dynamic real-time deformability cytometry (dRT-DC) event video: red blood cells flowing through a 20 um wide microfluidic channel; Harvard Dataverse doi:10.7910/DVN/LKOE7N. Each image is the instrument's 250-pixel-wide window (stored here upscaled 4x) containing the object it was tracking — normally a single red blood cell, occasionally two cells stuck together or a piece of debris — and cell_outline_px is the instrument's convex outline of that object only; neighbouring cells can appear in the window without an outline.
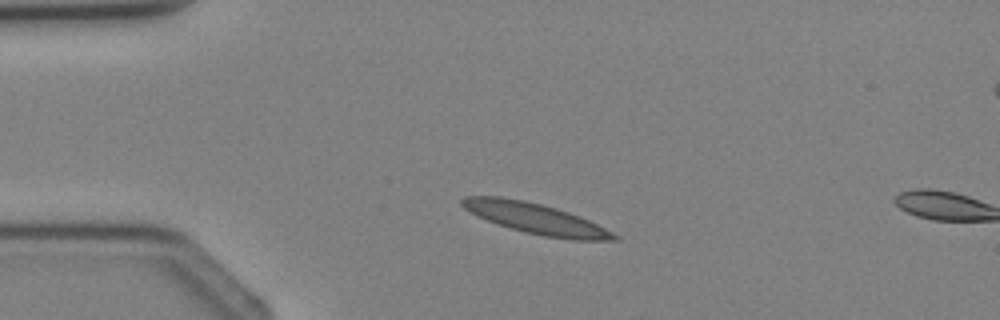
{"species": "Egyptian fruit bat (a non-hibernating species)", "species_latin": "Rousettus aegyptiacus", "temperature_condition": "cold", "stored_images_in_passage": 2, "camera_frame_rate_fps": 3000, "um_per_image_px": 0.085, "animal": {"sex": "female"}, "frame": {"image": 1, "passage_image": 1, "time_ms": 0.0, "image_size_px": [1000, 320], "cell_outline_px": [[620, 240], [572, 240], [544, 236], [524, 232], [496, 224], [476, 216], [468, 212], [460, 204], [460, 200], [464, 196], [500, 196], [524, 200], [556, 208], [580, 216], [620, 236]], "centroid_in_image_um": [45.48, 18.57], "position_along_channel_um": 39.5, "area_um2": 27.22}}